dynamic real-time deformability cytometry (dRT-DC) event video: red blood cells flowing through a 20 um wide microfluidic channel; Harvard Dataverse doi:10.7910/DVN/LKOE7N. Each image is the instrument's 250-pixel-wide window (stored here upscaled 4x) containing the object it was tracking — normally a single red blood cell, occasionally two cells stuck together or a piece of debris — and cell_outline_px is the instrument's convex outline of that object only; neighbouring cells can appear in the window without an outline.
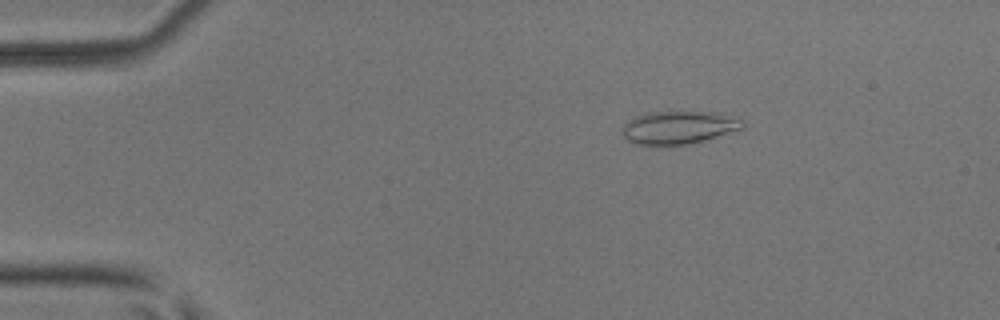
{"species": "common noctule bat (a hibernating species)", "species_latin": "Nyctalus noctula", "temperature_condition": "room temperature", "stored_images_in_passage": 52, "camera_frame_rate_fps": 3000, "um_per_image_px": 0.085, "animal": {"sex": "male", "body_mass_g": 17.9, "forearm_length_mm": 54.2}, "frame": {"image": 1, "passage_image": 9, "time_ms": 2.667, "image_size_px": [1000, 320], "cell_outline_px": [[744, 128], [704, 140], [688, 144], [632, 144], [624, 136], [620, 128], [628, 120], [636, 116], [648, 112], [716, 112], [740, 120], [744, 124]], "centroid_in_image_um": [57.63, 10.83], "position_along_channel_um": 27.4, "area_um2": 22.77}}
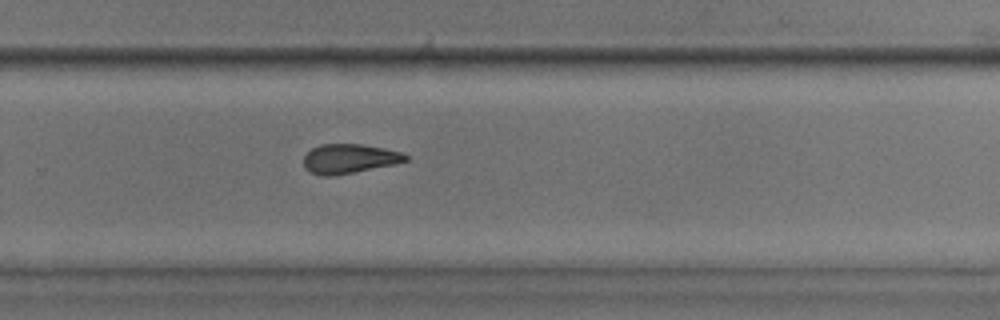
{"frame": {"image": 2, "passage_image": 35, "time_ms": 11.333, "image_size_px": [1000, 320], "cell_outline_px": [[408, 160], [396, 164], [332, 176], [320, 176], [308, 172], [304, 168], [304, 156], [312, 148], [320, 144], [360, 144], [384, 148], [400, 152], [408, 156]], "centroid_in_image_um": [29.65, 13.5], "position_along_channel_um": 300.1, "area_um2": 17.51}}
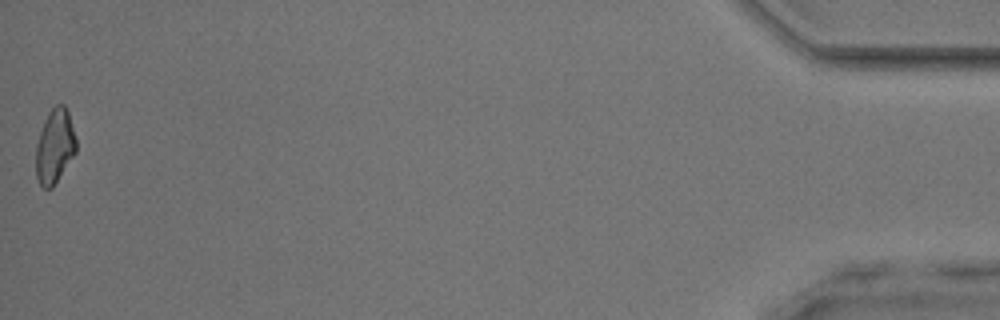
{"frame": {"image": 3, "passage_image": 52, "time_ms": 17.0, "image_size_px": [1000, 320], "cell_outline_px": [[76, 152], [52, 188], [44, 188], [40, 184], [36, 176], [36, 144], [44, 120], [48, 112], [56, 104], [64, 104], [68, 112], [76, 136]], "centroid_in_image_um": [4.66, 12.41], "position_along_channel_um": 430.5, "area_um2": 17.4}, "authors_computed_cell_mechanics": {"area_um2": 18.2648, "velocity_mm_per_s": 3.9765, "shape_relaxation_time_tau1_ms": null, "shape_relaxation_time_tau2_ms": 4.0363, "deformation_change_tau1": null, "deformation_change_tau2": 0.1247}}